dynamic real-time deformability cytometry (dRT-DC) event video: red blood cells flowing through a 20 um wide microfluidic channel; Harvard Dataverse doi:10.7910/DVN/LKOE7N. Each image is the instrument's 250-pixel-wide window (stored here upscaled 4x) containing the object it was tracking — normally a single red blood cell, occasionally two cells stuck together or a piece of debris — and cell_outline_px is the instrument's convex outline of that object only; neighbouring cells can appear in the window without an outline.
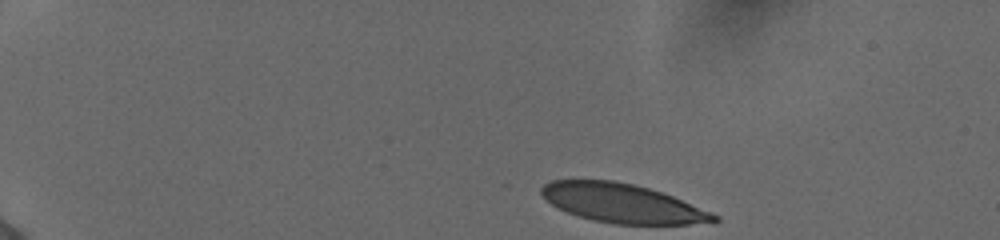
{"species": "human", "species_latin": "Homo sapiens", "temperature_condition": "cold", "stored_images_in_passage": 45, "camera_frame_rate_fps": 3000, "um_per_image_px": 0.085, "donor": {"sex": "female"}, "frame": {"image": 1, "passage_image": 1, "time_ms": 0.0, "image_size_px": [1000, 240], "cell_outline_px": [[720, 220], [716, 224], [616, 224], [592, 220], [568, 212], [552, 204], [540, 192], [540, 188], [544, 184], [552, 180], [612, 180], [632, 184], [648, 188], [672, 196], [712, 212], [720, 216]], "centroid_in_image_um": [52.98, 17.29], "position_along_channel_um": 32.0, "area_um2": 39.07}}
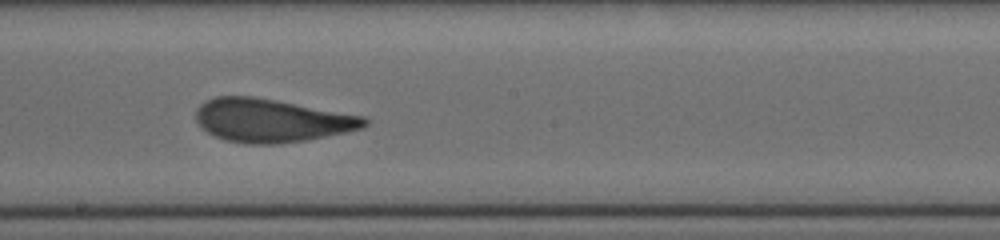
{"frame": {"image": 2, "passage_image": 24, "time_ms": 7.667, "image_size_px": [1000, 240], "cell_outline_px": [[368, 124], [364, 128], [348, 132], [304, 140], [280, 144], [244, 144], [224, 140], [208, 132], [196, 120], [196, 112], [200, 104], [216, 96], [252, 96], [276, 100], [364, 116], [368, 120]], "centroid_in_image_um": [23.1, 10.24], "position_along_channel_um": 225.1, "area_um2": 42.43}}
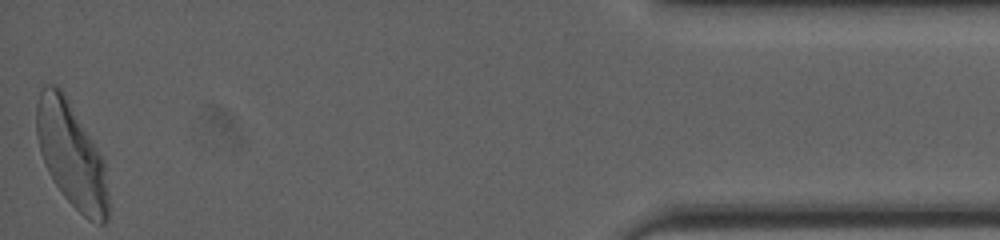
{"frame": {"image": 3, "passage_image": 45, "time_ms": 14.667, "image_size_px": [1000, 240], "cell_outline_px": [[108, 220], [104, 224], [100, 224], [88, 220], [64, 196], [52, 180], [48, 172], [40, 152], [36, 136], [36, 104], [40, 92], [44, 84], [56, 84], [64, 92], [104, 160], [108, 192]], "centroid_in_image_um": [6.05, 13.16], "position_along_channel_um": 429.1, "area_um2": 43.87}, "authors_computed_cell_mechanics": {"area_um2": 42.3096, "velocity_mm_per_s": 3.8656, "shape_relaxation_time_tau1_ms": 9.2388, "shape_relaxation_time_tau2_ms": 0.8857, "deformation_change_tau1": 0.2551, "deformation_change_tau2": 0.0779}}